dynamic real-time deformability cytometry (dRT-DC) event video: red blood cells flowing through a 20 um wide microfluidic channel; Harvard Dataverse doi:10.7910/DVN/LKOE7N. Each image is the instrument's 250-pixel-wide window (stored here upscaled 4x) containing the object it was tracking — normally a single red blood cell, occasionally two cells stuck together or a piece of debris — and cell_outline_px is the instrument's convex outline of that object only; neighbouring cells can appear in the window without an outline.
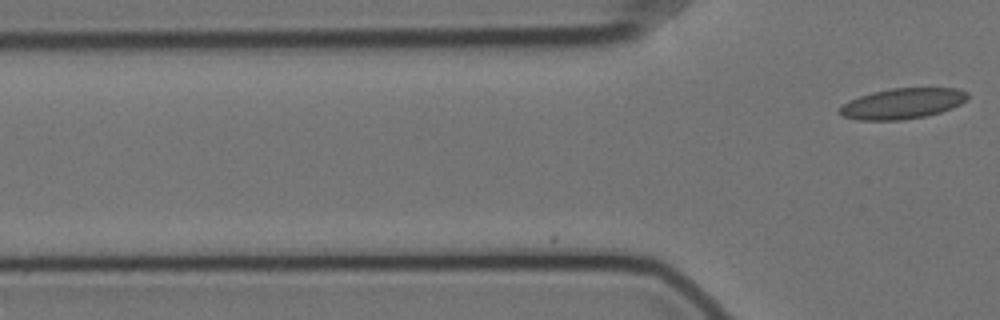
{"species": "Egyptian fruit bat (a non-hibernating species)", "species_latin": "Rousettus aegyptiacus", "temperature_condition": "cold", "stored_images_in_passage": 5, "camera_frame_rate_fps": 3000, "um_per_image_px": 0.085, "animal": {"sex": "female"}, "frame": {"image": 1, "passage_image": 5, "time_ms": 1.333, "image_size_px": [1000, 320], "cell_outline_px": [[968, 100], [952, 108], [940, 112], [924, 116], [900, 120], [860, 120], [840, 116], [836, 112], [836, 108], [848, 100], [872, 92], [892, 88], [956, 88], [968, 92]], "centroid_in_image_um": [76.65, 8.8], "position_along_channel_um": 49.1, "area_um2": 23.06}}